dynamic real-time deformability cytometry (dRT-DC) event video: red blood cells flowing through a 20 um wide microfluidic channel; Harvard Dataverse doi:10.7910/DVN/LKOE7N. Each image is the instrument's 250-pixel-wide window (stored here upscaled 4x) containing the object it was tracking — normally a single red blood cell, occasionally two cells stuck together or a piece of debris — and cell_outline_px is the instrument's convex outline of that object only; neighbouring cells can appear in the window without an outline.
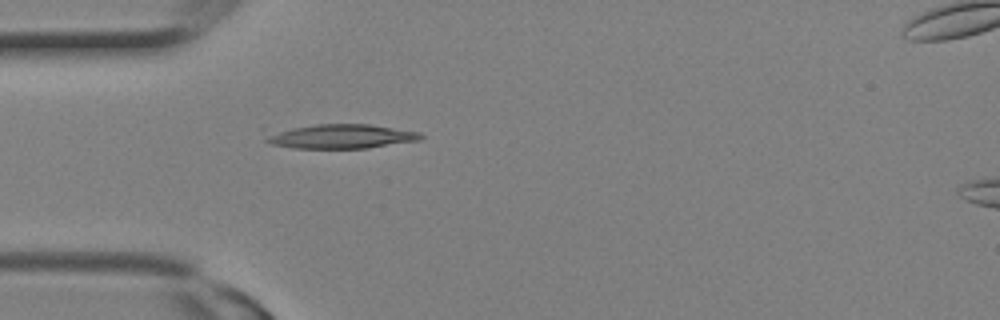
{"species": "Egyptian fruit bat (a non-hibernating species)", "species_latin": "Rousettus aegyptiacus", "temperature_condition": "room temperature", "stored_images_in_passage": 3, "camera_frame_rate_fps": 3000, "um_per_image_px": 0.085, "animal": {"sex": "female"}, "frame": {"image": 1, "passage_image": 2, "time_ms": 0.333, "image_size_px": [1000, 320], "cell_outline_px": [[424, 140], [368, 148], [292, 148], [268, 144], [264, 140], [260, 128], [316, 124], [368, 124], [420, 132], [424, 136]], "centroid_in_image_um": [28.72, 11.57], "position_along_channel_um": 56.3, "area_um2": 23.29}}